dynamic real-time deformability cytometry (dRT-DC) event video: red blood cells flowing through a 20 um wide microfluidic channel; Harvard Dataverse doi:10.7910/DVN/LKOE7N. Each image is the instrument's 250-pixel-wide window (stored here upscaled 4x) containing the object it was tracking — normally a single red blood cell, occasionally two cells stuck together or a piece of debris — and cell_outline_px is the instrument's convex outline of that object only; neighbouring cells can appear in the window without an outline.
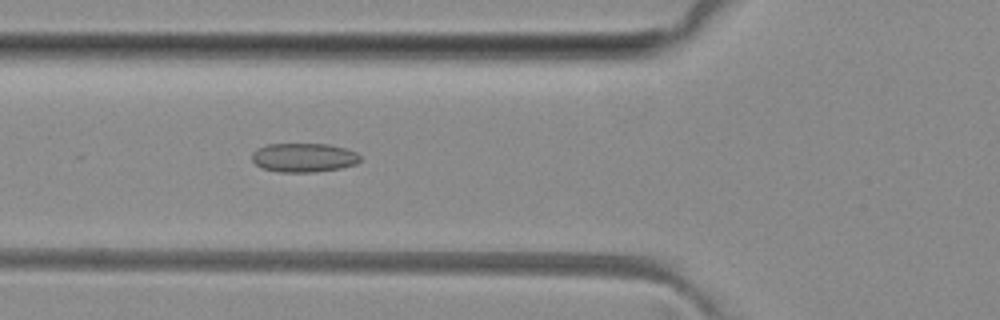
{"species": "common noctule bat (a hibernating species)", "species_latin": "Nyctalus noctula", "temperature_condition": "room temperature", "stored_images_in_passage": 6, "camera_frame_rate_fps": 3000, "um_per_image_px": 0.085, "animal": {"sex": "female", "body_mass_g": 29.2, "forearm_length_mm": 56.3}, "frame": {"image": 1, "passage_image": 6, "time_ms": 5.667, "image_size_px": [1000, 320], "cell_outline_px": [[360, 160], [356, 164], [340, 168], [316, 172], [280, 172], [260, 168], [252, 160], [252, 152], [256, 148], [268, 144], [328, 144], [344, 148], [356, 152], [360, 156]], "centroid_in_image_um": [25.79, 13.4], "position_along_channel_um": 100.0, "area_um2": 18.38}}